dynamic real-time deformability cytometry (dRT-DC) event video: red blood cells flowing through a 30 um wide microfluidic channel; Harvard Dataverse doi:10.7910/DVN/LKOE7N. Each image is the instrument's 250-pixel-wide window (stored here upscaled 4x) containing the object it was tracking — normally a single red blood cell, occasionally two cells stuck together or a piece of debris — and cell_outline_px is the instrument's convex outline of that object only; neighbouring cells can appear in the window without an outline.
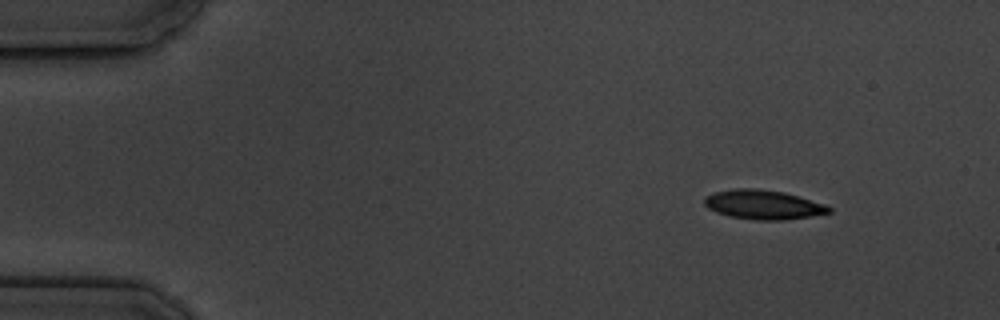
{"species": "common noctule bat (a hibernating species)", "species_latin": "Nyctalus noctula", "temperature_condition": "cold", "stored_images_in_passage": 3, "camera_frame_rate_fps": 3000, "um_per_image_px": 0.085, "animal": {"sex": "male", "body_mass_g": 19.5, "forearm_length_mm": 54.6}, "frame": {"image": 1, "passage_image": 1, "time_ms": 0.0, "image_size_px": [1000, 320], "cell_outline_px": [[832, 212], [784, 220], [756, 220], [728, 216], [716, 212], [708, 208], [704, 204], [704, 200], [708, 196], [716, 192], [736, 188], [756, 188], [784, 192], [824, 204], [832, 208]], "centroid_in_image_um": [64.87, 17.4], "position_along_channel_um": 20.1, "area_um2": 21.04}}
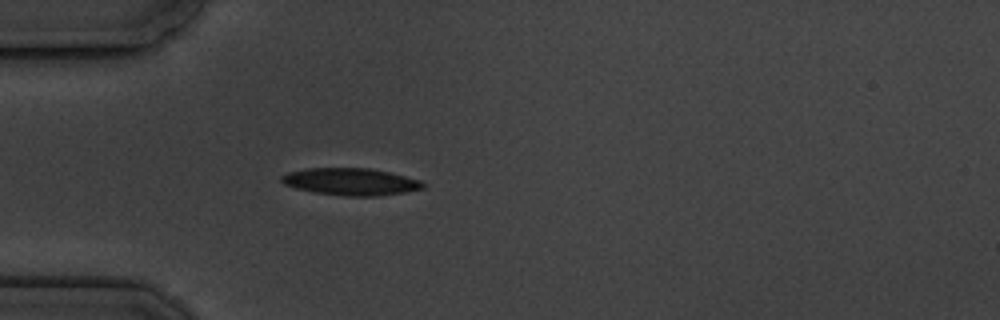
{"frame": {"image": 2, "passage_image": 3, "time_ms": 3.333, "image_size_px": [1000, 320], "cell_outline_px": [[428, 184], [424, 188], [404, 192], [376, 196], [344, 196], [312, 192], [296, 188], [284, 184], [280, 180], [280, 176], [288, 172], [308, 168], [368, 168], [388, 172], [420, 180]], "centroid_in_image_um": [29.8, 15.45], "position_along_channel_um": 55.2, "area_um2": 22.37}}